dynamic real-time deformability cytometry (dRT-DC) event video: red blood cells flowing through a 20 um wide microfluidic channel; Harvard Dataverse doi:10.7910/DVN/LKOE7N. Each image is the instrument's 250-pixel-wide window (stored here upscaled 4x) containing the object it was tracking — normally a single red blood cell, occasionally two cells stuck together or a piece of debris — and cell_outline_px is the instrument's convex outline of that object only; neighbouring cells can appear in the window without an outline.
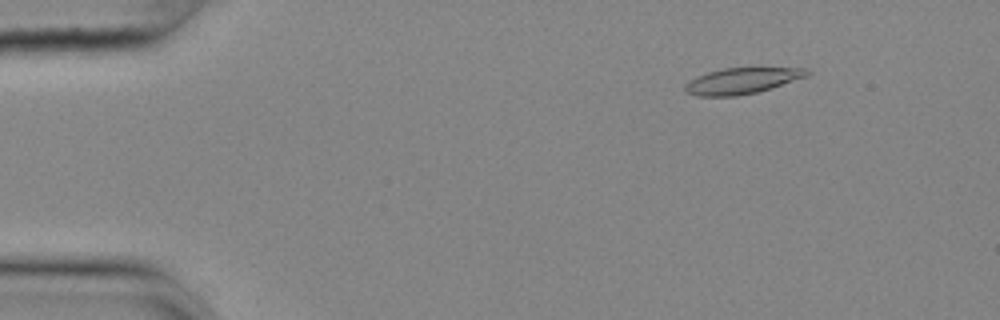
{"species": "common noctule bat (a hibernating species)", "species_latin": "Nyctalus noctula", "temperature_condition": "cold", "stored_images_in_passage": 53, "camera_frame_rate_fps": 3000, "um_per_image_px": 0.085, "animal": {"sex": "female", "body_mass_g": 25.1}, "frame": {"image": 1, "passage_image": 5, "time_ms": 1.333, "image_size_px": [1000, 320], "cell_outline_px": [[812, 72], [808, 76], [756, 92], [736, 96], [696, 96], [688, 92], [684, 88], [684, 84], [696, 76], [708, 72], [724, 68], [808, 68]], "centroid_in_image_um": [63.06, 6.86], "position_along_channel_um": 21.9, "area_um2": 18.32}}
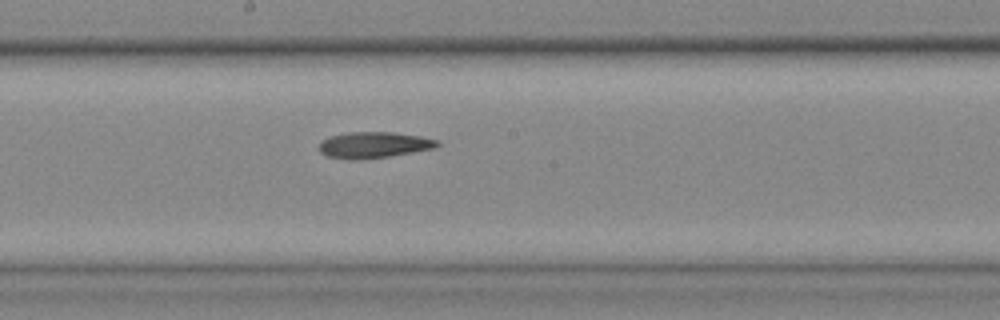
{"frame": {"image": 2, "passage_image": 28, "time_ms": 9.0, "image_size_px": [1000, 320], "cell_outline_px": [[440, 144], [432, 148], [412, 152], [388, 156], [328, 156], [320, 152], [320, 140], [328, 136], [348, 132], [392, 132], [420, 136], [440, 140]], "centroid_in_image_um": [31.82, 12.25], "position_along_channel_um": 216.4, "area_um2": 16.99}}
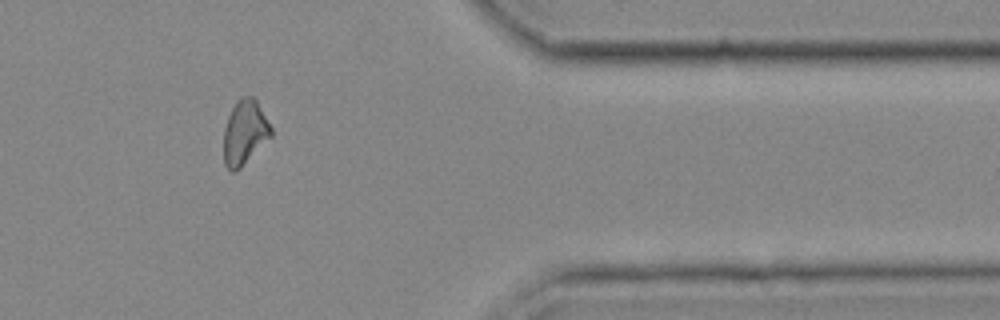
{"frame": {"image": 3, "passage_image": 44, "time_ms": 14.333, "image_size_px": [1000, 320], "cell_outline_px": [[272, 136], [240, 168], [232, 172], [224, 164], [224, 128], [228, 116], [232, 108], [240, 96], [252, 96], [256, 100], [272, 128]], "centroid_in_image_um": [20.8, 11.25], "position_along_channel_um": 390.6, "area_um2": 17.69}}